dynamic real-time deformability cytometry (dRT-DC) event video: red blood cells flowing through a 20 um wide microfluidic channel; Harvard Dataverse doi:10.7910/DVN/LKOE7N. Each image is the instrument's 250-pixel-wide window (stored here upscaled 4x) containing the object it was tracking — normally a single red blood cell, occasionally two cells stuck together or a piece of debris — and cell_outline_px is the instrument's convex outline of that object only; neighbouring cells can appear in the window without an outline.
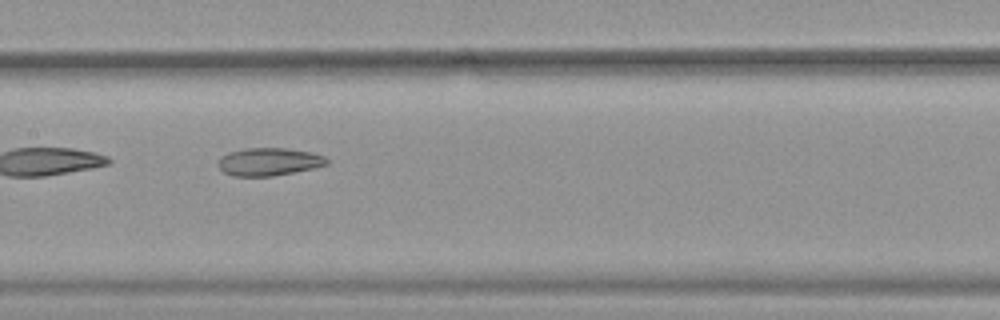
{"species": "common noctule bat (a hibernating species)", "species_latin": "Nyctalus noctula", "temperature_condition": "warm", "stored_images_in_passage": 34, "camera_frame_rate_fps": 3000, "um_per_image_px": 0.085, "animal": {"sex": "female", "body_mass_g": 19.9}, "frame": {"image": 1, "passage_image": 10, "time_ms": 3.0, "image_size_px": [1000, 320], "cell_outline_px": [[328, 164], [312, 168], [272, 176], [232, 176], [224, 172], [216, 164], [220, 156], [228, 152], [244, 148], [284, 148], [312, 152], [324, 156], [328, 160]], "centroid_in_image_um": [22.81, 13.74], "position_along_channel_um": 184.6, "area_um2": 17.63}}
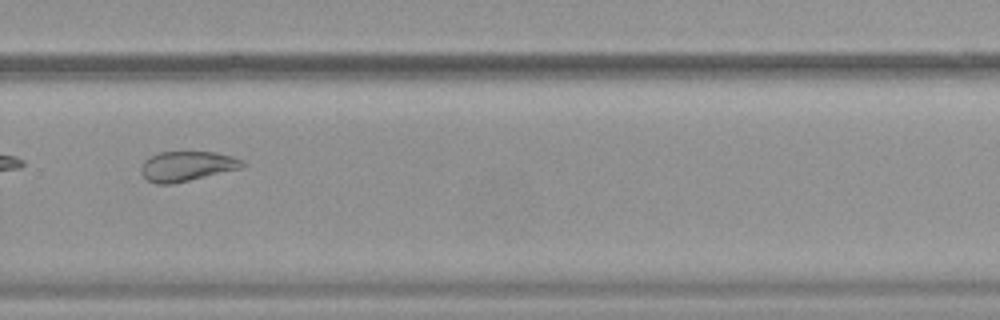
{"frame": {"image": 2, "passage_image": 20, "time_ms": 6.333, "image_size_px": [1000, 320], "cell_outline_px": [[244, 168], [172, 184], [156, 184], [148, 180], [140, 172], [140, 164], [144, 160], [160, 152], [216, 152], [232, 156], [244, 160]], "centroid_in_image_um": [15.9, 14.13], "position_along_channel_um": 313.9, "area_um2": 17.8}, "authors_computed_cell_mechanics": {"area_um2": 18.3515, "velocity_mm_per_s": 3.8918, "shape_relaxation_time_tau1_ms": null, "shape_relaxation_time_tau2_ms": 3.4302, "deformation_change_tau1": null, "deformation_change_tau2": 0.1087}}